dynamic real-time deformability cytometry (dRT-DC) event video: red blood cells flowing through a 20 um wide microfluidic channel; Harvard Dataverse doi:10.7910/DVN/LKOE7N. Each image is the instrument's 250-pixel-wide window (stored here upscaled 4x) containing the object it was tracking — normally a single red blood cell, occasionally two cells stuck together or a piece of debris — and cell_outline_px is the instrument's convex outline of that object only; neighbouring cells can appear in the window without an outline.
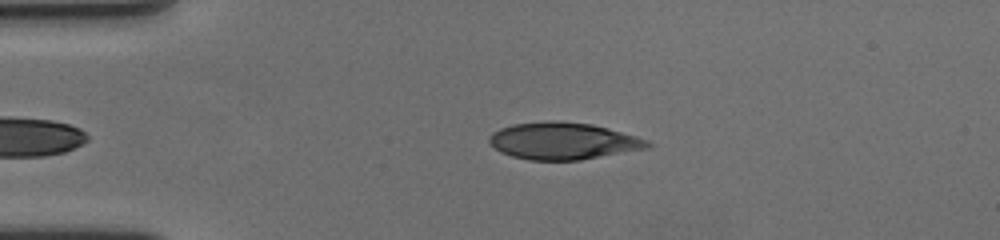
{"species": "human", "species_latin": "Homo sapiens", "temperature_condition": "cold", "stored_images_in_passage": 40, "camera_frame_rate_fps": 3000, "um_per_image_px": 0.085, "donor": {"sex": "female"}, "frame": {"image": 1, "passage_image": 2, "time_ms": 0.333, "image_size_px": [1000, 240], "cell_outline_px": [[652, 148], [580, 160], [528, 160], [512, 156], [500, 152], [488, 144], [488, 136], [492, 132], [500, 128], [512, 124], [548, 120], [556, 120], [592, 124], [608, 128], [636, 136], [648, 140], [652, 144]], "centroid_in_image_um": [47.85, 11.98], "position_along_channel_um": 37.1, "area_um2": 34.62}}
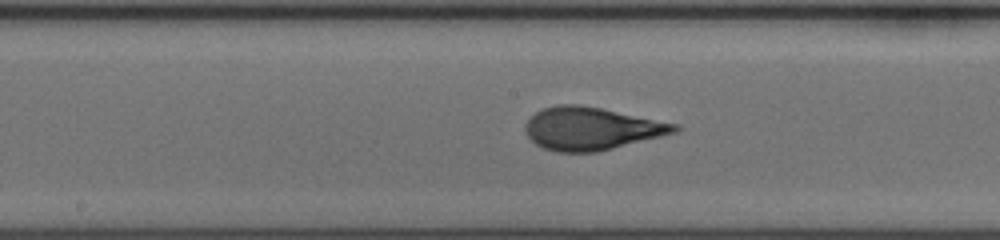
{"frame": {"image": 2, "passage_image": 19, "time_ms": 6.0, "image_size_px": [1000, 240], "cell_outline_px": [[680, 132], [596, 152], [556, 152], [544, 148], [536, 144], [524, 132], [524, 124], [536, 112], [544, 108], [556, 104], [580, 104], [680, 124]], "centroid_in_image_um": [50.29, 10.93], "position_along_channel_um": 197.9, "area_um2": 37.34}}
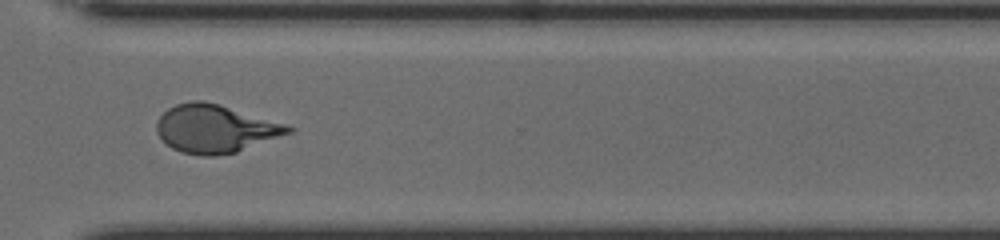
{"frame": {"image": 3, "passage_image": 32, "time_ms": 10.333, "image_size_px": [1000, 240], "cell_outline_px": [[296, 128], [292, 132], [236, 152], [216, 156], [204, 156], [180, 152], [172, 148], [156, 132], [156, 124], [160, 116], [168, 108], [176, 104], [192, 100], [204, 100], [220, 104], [288, 124]], "centroid_in_image_um": [18.31, 10.93], "position_along_channel_um": 352.3, "area_um2": 36.93}, "authors_computed_cell_mechanics": {"area_um2": 36.3562, "velocity_mm_per_s": 3.5526, "shape_relaxation_time_tau1_ms": 4.9336, "shape_relaxation_time_tau2_ms": 0.7273, "deformation_change_tau1": 0.2052, "deformation_change_tau2": 0.0704}}